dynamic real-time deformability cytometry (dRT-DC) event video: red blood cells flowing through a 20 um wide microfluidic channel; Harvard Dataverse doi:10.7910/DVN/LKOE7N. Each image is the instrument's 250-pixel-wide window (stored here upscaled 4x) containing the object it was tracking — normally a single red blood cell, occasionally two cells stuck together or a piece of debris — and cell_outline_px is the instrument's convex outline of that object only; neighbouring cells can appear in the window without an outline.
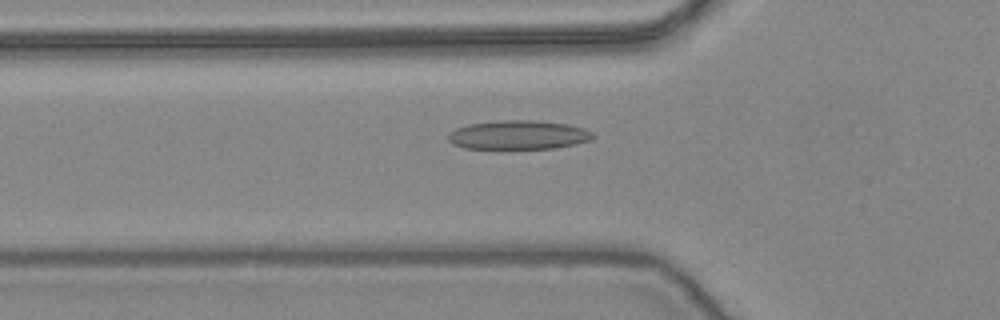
{"species": "common noctule bat (a hibernating species)", "species_latin": "Nyctalus noctula", "temperature_condition": "warm", "stored_images_in_passage": 37, "camera_frame_rate_fps": 3000, "um_per_image_px": 0.085, "animal": {"sex": "female", "body_mass_g": 24.6, "forearm_length_mm": 56.2}, "frame": {"image": 1, "passage_image": 2, "time_ms": 0.333, "image_size_px": [1000, 320], "cell_outline_px": [[596, 136], [592, 140], [576, 144], [556, 148], [464, 148], [452, 144], [448, 140], [448, 136], [456, 128], [468, 124], [496, 120], [532, 120], [568, 124], [584, 128], [592, 132]], "centroid_in_image_um": [44.1, 11.46], "position_along_channel_um": 81.7, "area_um2": 24.51}}
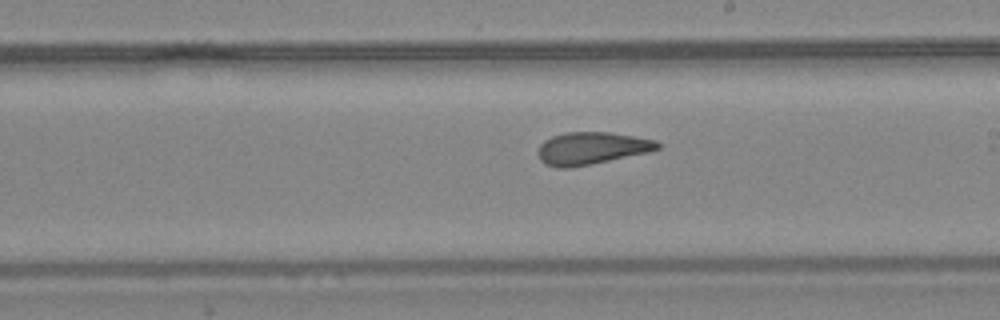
{"frame": {"image": 2, "passage_image": 14, "time_ms": 4.333, "image_size_px": [1000, 320], "cell_outline_px": [[660, 148], [648, 152], [592, 164], [568, 168], [556, 168], [544, 164], [540, 160], [536, 152], [540, 144], [544, 140], [552, 136], [564, 132], [608, 132], [656, 140], [660, 144]], "centroid_in_image_um": [50.22, 12.61], "position_along_channel_um": 238.8, "area_um2": 22.66}}
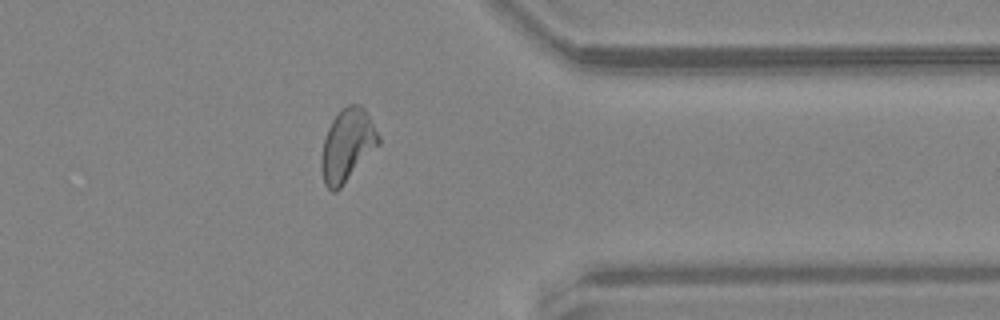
{"frame": {"image": 3, "passage_image": 26, "time_ms": 8.333, "image_size_px": [1000, 320], "cell_outline_px": [[380, 144], [340, 188], [336, 192], [332, 192], [324, 184], [320, 168], [320, 160], [324, 140], [328, 128], [332, 120], [348, 104], [360, 104], [364, 108], [380, 136]], "centroid_in_image_um": [29.51, 12.37], "position_along_channel_um": 381.9, "area_um2": 24.04}, "authors_computed_cell_mechanics": {"area_um2": 23.0044, "velocity_mm_per_s": 3.8997, "shape_relaxation_time_tau1_ms": 9.0963, "shape_relaxation_time_tau2_ms": 1.32, "deformation_change_tau1": 0.2325, "deformation_change_tau2": 0.0817}}